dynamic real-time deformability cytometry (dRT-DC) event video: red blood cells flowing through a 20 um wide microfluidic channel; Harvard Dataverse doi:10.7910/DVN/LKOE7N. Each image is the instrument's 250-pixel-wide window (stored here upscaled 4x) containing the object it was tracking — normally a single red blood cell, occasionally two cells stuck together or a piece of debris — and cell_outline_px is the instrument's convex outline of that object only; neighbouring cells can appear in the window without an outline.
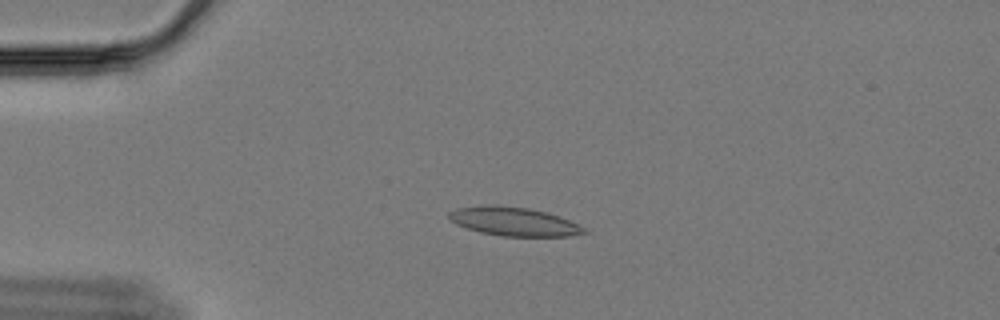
{"species": "Egyptian fruit bat (a non-hibernating species)", "species_latin": "Rousettus aegyptiacus", "temperature_condition": "cold", "stored_images_in_passage": 61, "camera_frame_rate_fps": 3000, "um_per_image_px": 0.085, "animal": {"sex": "female"}, "frame": {"image": 1, "passage_image": 15, "time_ms": 4.667, "image_size_px": [1000, 320], "cell_outline_px": [[588, 232], [568, 236], [504, 236], [480, 232], [456, 224], [448, 216], [448, 212], [456, 208], [528, 208], [548, 212], [568, 220], [584, 228]], "centroid_in_image_um": [43.74, 18.88], "position_along_channel_um": 41.3, "area_um2": 21.33}}
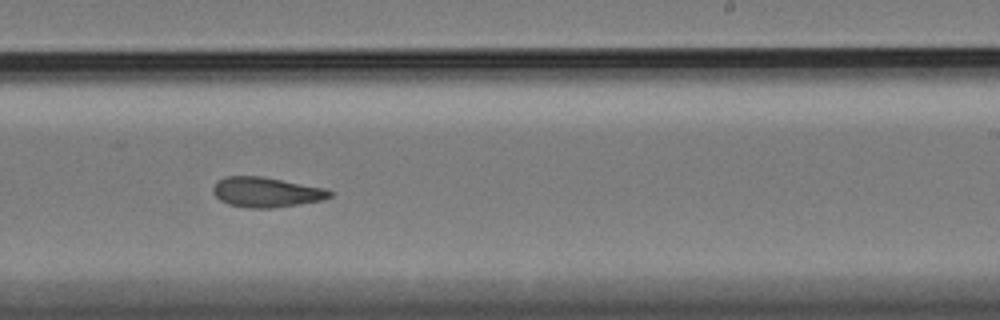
{"frame": {"image": 2, "passage_image": 38, "time_ms": 12.333, "image_size_px": [1000, 320], "cell_outline_px": [[336, 192], [332, 196], [320, 200], [272, 208], [248, 208], [228, 204], [220, 200], [212, 192], [212, 188], [224, 176], [264, 176], [324, 188]], "centroid_in_image_um": [22.63, 16.33], "position_along_channel_um": 266.4, "area_um2": 20.35}}
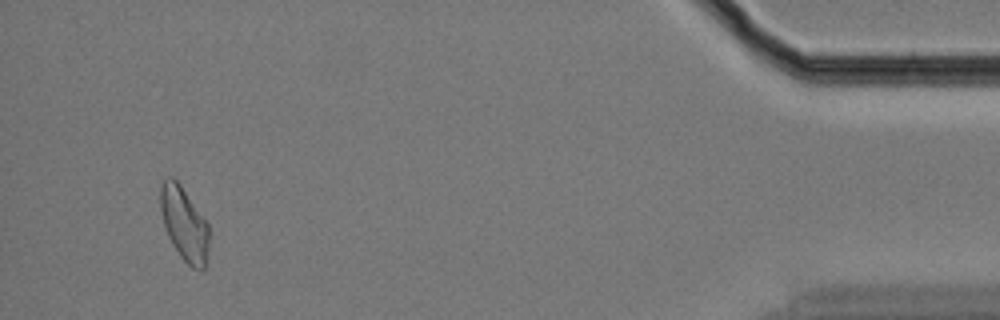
{"frame": {"image": 3, "passage_image": 58, "time_ms": 19.0, "image_size_px": [1000, 320], "cell_outline_px": [[208, 248], [204, 268], [200, 272], [192, 268], [180, 256], [172, 244], [168, 236], [164, 224], [160, 208], [160, 188], [164, 180], [168, 176], [172, 176], [180, 184], [208, 224]], "centroid_in_image_um": [15.65, 19.04], "position_along_channel_um": 419.6, "area_um2": 20.63}, "authors_computed_cell_mechanics": {"area_um2": 20.6924, "velocity_mm_per_s": 3.3108, "shape_relaxation_time_tau1_ms": null, "shape_relaxation_time_tau2_ms": 4.3136, "deformation_change_tau1": null, "deformation_change_tau2": 0.1228}}